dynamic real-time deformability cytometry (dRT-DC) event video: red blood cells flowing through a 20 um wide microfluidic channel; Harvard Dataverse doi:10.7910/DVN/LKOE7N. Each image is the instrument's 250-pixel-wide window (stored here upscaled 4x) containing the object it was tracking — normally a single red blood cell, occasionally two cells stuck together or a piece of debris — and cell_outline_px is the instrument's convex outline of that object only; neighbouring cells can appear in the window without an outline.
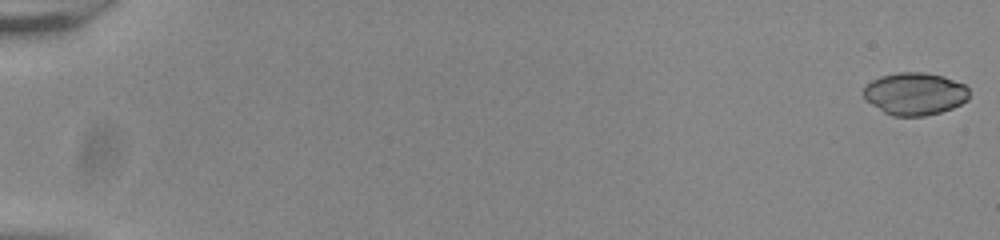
{"species": "common noctule bat (a hibernating species)", "species_latin": "Nyctalus noctula", "temperature_condition": "room temperature", "stored_images_in_passage": 55, "camera_frame_rate_fps": 3000, "um_per_image_px": 0.085, "animal": {"sex": "male", "body_mass_g": 20.0, "forearm_length_mm": 53.3}, "frame": {"image": 1, "passage_image": 1, "time_ms": 0.0, "image_size_px": [1000, 240], "cell_outline_px": [[968, 100], [952, 108], [940, 112], [924, 116], [892, 116], [884, 112], [864, 100], [864, 88], [872, 80], [880, 76], [900, 72], [924, 72], [944, 76], [964, 84], [968, 88]], "centroid_in_image_um": [77.76, 7.97], "position_along_channel_um": 7.2, "area_um2": 26.18}}
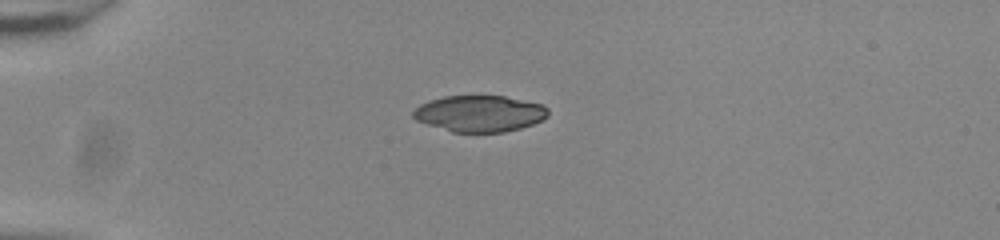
{"frame": {"image": 2, "passage_image": 16, "time_ms": 5.0, "image_size_px": [1000, 240], "cell_outline_px": [[548, 116], [544, 120], [520, 128], [504, 132], [452, 132], [416, 120], [412, 116], [412, 112], [420, 104], [444, 96], [504, 96], [544, 104], [548, 108]], "centroid_in_image_um": [40.8, 9.65], "position_along_channel_um": 44.2, "area_um2": 28.55}}
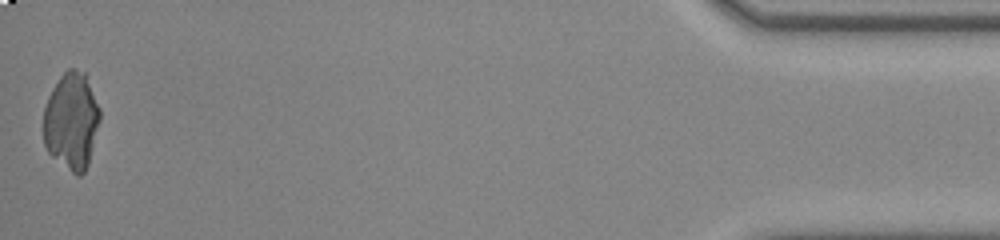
{"frame": {"image": 3, "passage_image": 55, "time_ms": 18.0, "image_size_px": [1000, 240], "cell_outline_px": [[100, 120], [88, 164], [84, 172], [80, 176], [76, 176], [52, 156], [48, 152], [44, 144], [44, 108], [48, 96], [52, 88], [60, 76], [68, 68], [72, 68], [84, 72], [100, 108]], "centroid_in_image_um": [6.07, 10.29], "position_along_channel_um": 429.1, "area_um2": 31.85}}